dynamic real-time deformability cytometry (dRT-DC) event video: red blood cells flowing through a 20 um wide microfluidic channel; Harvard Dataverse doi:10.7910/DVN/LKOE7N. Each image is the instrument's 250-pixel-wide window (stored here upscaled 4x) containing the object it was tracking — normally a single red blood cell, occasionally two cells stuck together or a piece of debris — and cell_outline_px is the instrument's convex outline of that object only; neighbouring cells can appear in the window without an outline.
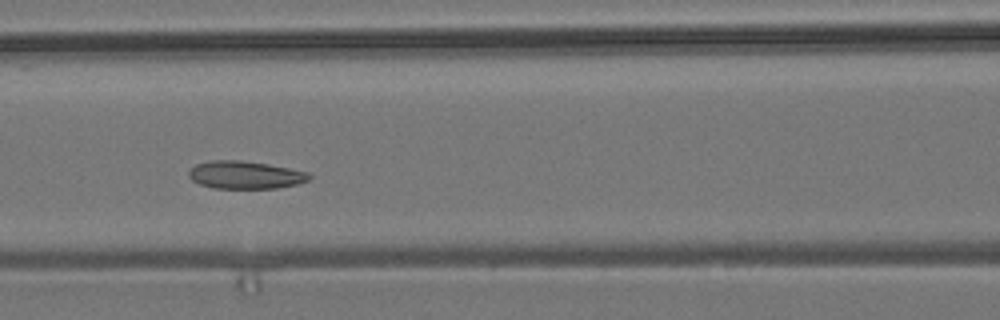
{"species": "common noctule bat (a hibernating species)", "species_latin": "Nyctalus noctula", "temperature_condition": "room temperature", "stored_images_in_passage": 7, "camera_frame_rate_fps": 3000, "um_per_image_px": 0.085, "animal": {"sex": "male", "body_mass_g": 19.2, "forearm_length_mm": 51.8}, "frame": {"image": 1, "passage_image": 5, "time_ms": 4.667, "image_size_px": [1000, 320], "cell_outline_px": [[312, 176], [308, 180], [296, 184], [276, 188], [212, 188], [200, 184], [192, 180], [188, 176], [188, 172], [196, 164], [212, 160], [240, 160], [268, 164], [308, 172]], "centroid_in_image_um": [20.82, 14.87], "position_along_channel_um": 145.8, "area_um2": 19.36}}
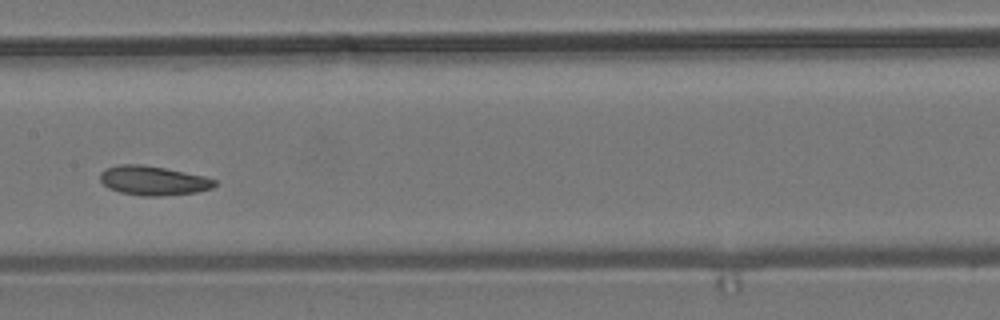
{"frame": {"image": 2, "passage_image": 6, "time_ms": 6.0, "image_size_px": [1000, 320], "cell_outline_px": [[216, 184], [212, 188], [196, 192], [164, 196], [140, 196], [120, 192], [108, 188], [100, 180], [100, 172], [104, 168], [120, 164], [140, 164], [164, 168], [204, 176], [216, 180]], "centroid_in_image_um": [12.99, 15.35], "position_along_channel_um": 194.4, "area_um2": 19.59}}
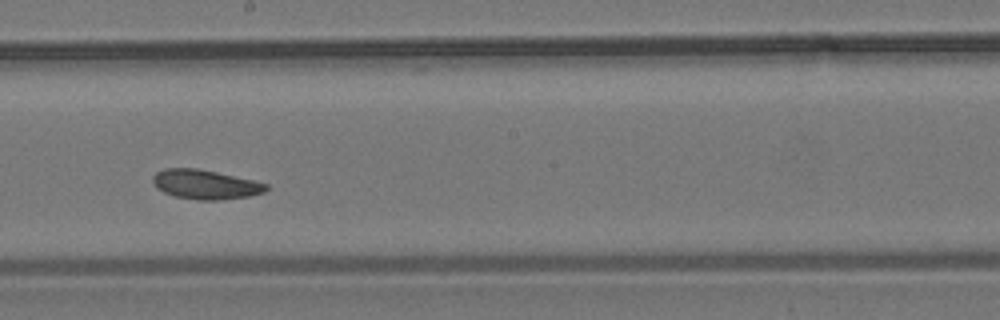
{"frame": {"image": 3, "passage_image": 7, "time_ms": 7.0, "image_size_px": [1000, 320], "cell_outline_px": [[268, 188], [264, 192], [248, 196], [220, 200], [196, 200], [176, 196], [164, 192], [156, 188], [152, 184], [152, 176], [156, 172], [164, 168], [196, 168], [216, 172], [252, 180], [268, 184]], "centroid_in_image_um": [17.4, 15.68], "position_along_channel_um": 230.8, "area_um2": 19.36}}